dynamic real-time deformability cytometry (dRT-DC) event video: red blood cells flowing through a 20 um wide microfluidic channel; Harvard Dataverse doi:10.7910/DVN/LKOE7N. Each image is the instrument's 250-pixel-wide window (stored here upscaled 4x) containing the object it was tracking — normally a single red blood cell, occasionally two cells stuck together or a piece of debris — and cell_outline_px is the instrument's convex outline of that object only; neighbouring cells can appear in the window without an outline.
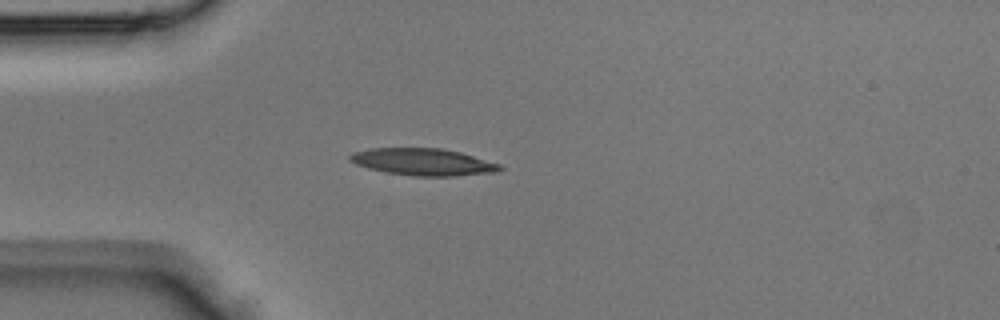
{"species": "Egyptian fruit bat (a non-hibernating species)", "species_latin": "Rousettus aegyptiacus", "temperature_condition": "room temperature", "stored_images_in_passage": 33, "camera_frame_rate_fps": 3000, "um_per_image_px": 0.085, "animal": {"sex": "male"}, "frame": {"image": 1, "passage_image": 1, "time_ms": 0.0, "image_size_px": [1000, 320], "cell_outline_px": [[504, 168], [496, 172], [456, 176], [412, 176], [388, 172], [368, 168], [356, 164], [348, 160], [348, 156], [352, 152], [368, 148], [444, 148], [460, 152], [500, 164]], "centroid_in_image_um": [35.94, 13.76], "position_along_channel_um": 49.1, "area_um2": 23.7}}
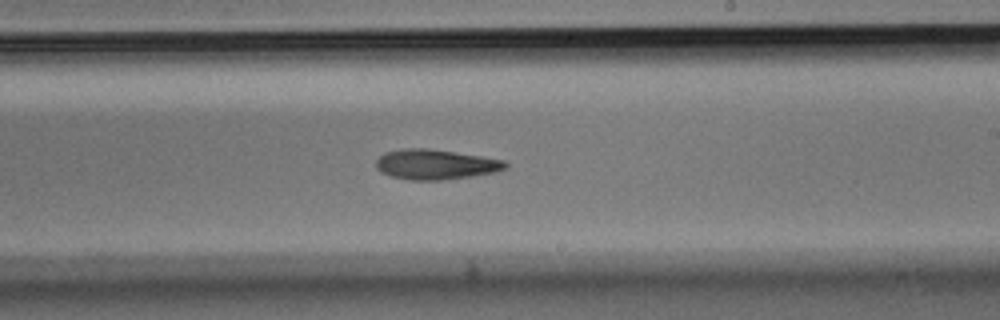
{"frame": {"image": 2, "passage_image": 15, "time_ms": 4.667, "image_size_px": [1000, 320], "cell_outline_px": [[508, 168], [492, 172], [472, 176], [440, 180], [412, 180], [392, 176], [376, 168], [376, 160], [384, 152], [400, 148], [428, 148], [484, 156], [504, 160], [508, 164]], "centroid_in_image_um": [37.03, 13.96], "position_along_channel_um": 252.0, "area_um2": 22.66}}
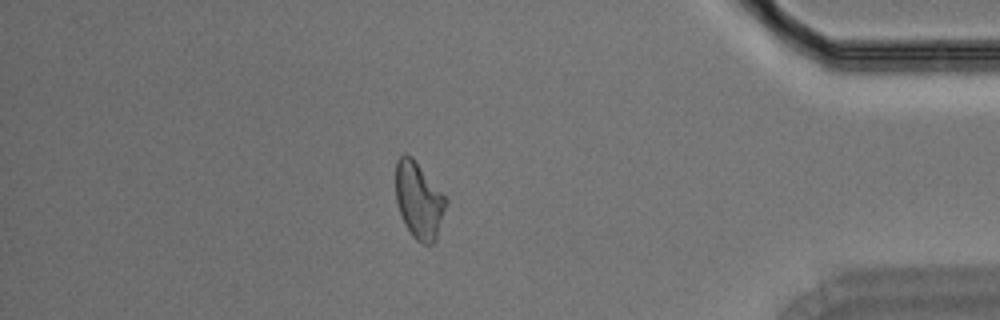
{"frame": {"image": 3, "passage_image": 27, "time_ms": 8.667, "image_size_px": [1000, 320], "cell_outline_px": [[448, 200], [436, 240], [432, 244], [424, 244], [416, 240], [412, 236], [400, 212], [396, 200], [396, 160], [404, 152], [412, 156]], "centroid_in_image_um": [35.6, 17.01], "position_along_channel_um": 399.6, "area_um2": 22.2}}